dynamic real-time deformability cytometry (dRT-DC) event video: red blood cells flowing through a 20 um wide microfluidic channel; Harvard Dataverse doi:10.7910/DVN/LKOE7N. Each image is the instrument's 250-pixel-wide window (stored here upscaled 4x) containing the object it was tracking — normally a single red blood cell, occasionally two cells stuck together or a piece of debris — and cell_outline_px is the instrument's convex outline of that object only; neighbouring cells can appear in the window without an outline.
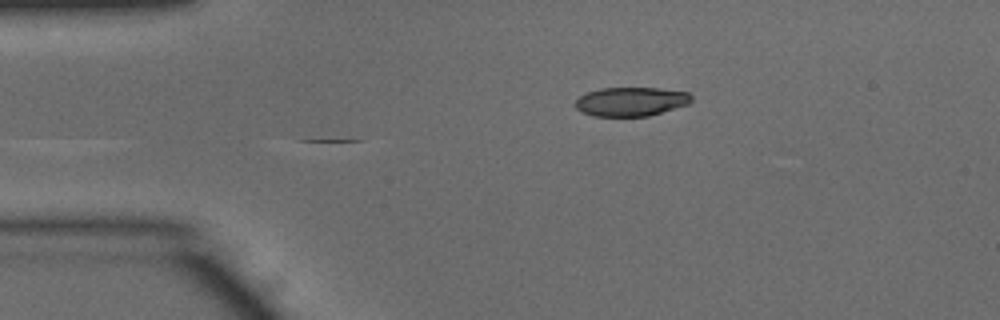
{"species": "common noctule bat (a hibernating species)", "species_latin": "Nyctalus noctula", "temperature_condition": "warm", "stored_images_in_passage": 42, "camera_frame_rate_fps": 3000, "um_per_image_px": 0.085, "animal": {"sex": "male", "body_mass_g": 15.6}, "frame": {"image": 1, "passage_image": 1, "time_ms": 0.0, "image_size_px": [1000, 320], "cell_outline_px": [[692, 100], [688, 104], [648, 116], [592, 116], [576, 108], [576, 100], [580, 96], [588, 92], [600, 88], [660, 88], [688, 92], [692, 96]], "centroid_in_image_um": [53.65, 8.63], "position_along_channel_um": 31.4, "area_um2": 19.48}}
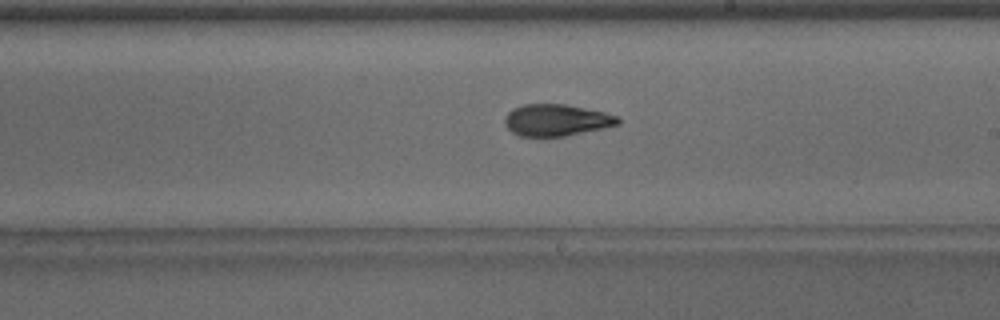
{"frame": {"image": 2, "passage_image": 20, "time_ms": 6.333, "image_size_px": [1000, 320], "cell_outline_px": [[620, 124], [604, 128], [564, 136], [520, 136], [512, 132], [504, 124], [504, 116], [512, 108], [524, 104], [564, 104], [604, 112], [620, 116]], "centroid_in_image_um": [47.29, 10.2], "position_along_channel_um": 241.7, "area_um2": 20.98}}
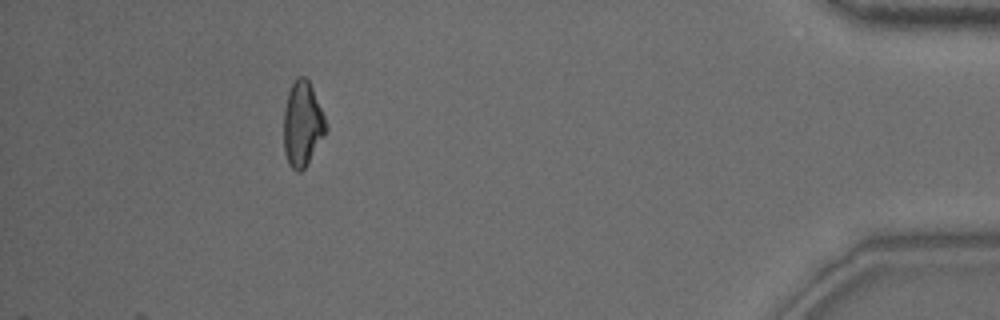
{"frame": {"image": 3, "passage_image": 37, "time_ms": 12.0, "image_size_px": [1000, 320], "cell_outline_px": [[328, 128], [324, 136], [304, 168], [300, 172], [296, 172], [288, 164], [284, 152], [284, 108], [288, 92], [296, 76], [304, 76], [308, 80], [312, 88], [324, 116]], "centroid_in_image_um": [25.69, 10.54], "position_along_channel_um": 409.5, "area_um2": 20.75}, "authors_computed_cell_mechanics": {"area_um2": 21.097, "velocity_mm_per_s": 3.9929, "shape_relaxation_time_tau1_ms": 4.857, "shape_relaxation_time_tau2_ms": 2.874, "deformation_change_tau1": 0.1653, "deformation_change_tau2": 0.0886}}